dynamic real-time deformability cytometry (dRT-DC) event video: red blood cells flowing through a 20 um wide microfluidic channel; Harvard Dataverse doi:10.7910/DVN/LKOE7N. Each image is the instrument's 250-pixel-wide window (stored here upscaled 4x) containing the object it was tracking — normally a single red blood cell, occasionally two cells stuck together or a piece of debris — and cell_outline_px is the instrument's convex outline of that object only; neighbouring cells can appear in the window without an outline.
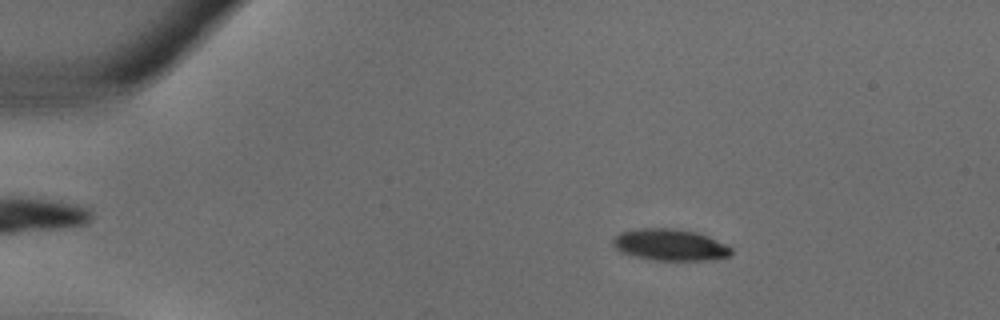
{"species": "common noctule bat (a hibernating species)", "species_latin": "Nyctalus noctula", "temperature_condition": "warm", "stored_images_in_passage": 36, "camera_frame_rate_fps": 3000, "um_per_image_px": 0.085, "animal": {"sex": "male", "body_mass_g": 18.8}, "frame": {"image": 1, "passage_image": 7, "time_ms": 2.0, "image_size_px": [1000, 320], "cell_outline_px": [[732, 252], [728, 256], [704, 260], [652, 260], [620, 252], [612, 244], [612, 240], [620, 232], [640, 228], [672, 228], [696, 232], [708, 236], [732, 248]], "centroid_in_image_um": [56.91, 20.8], "position_along_channel_um": 28.1, "area_um2": 21.56}}
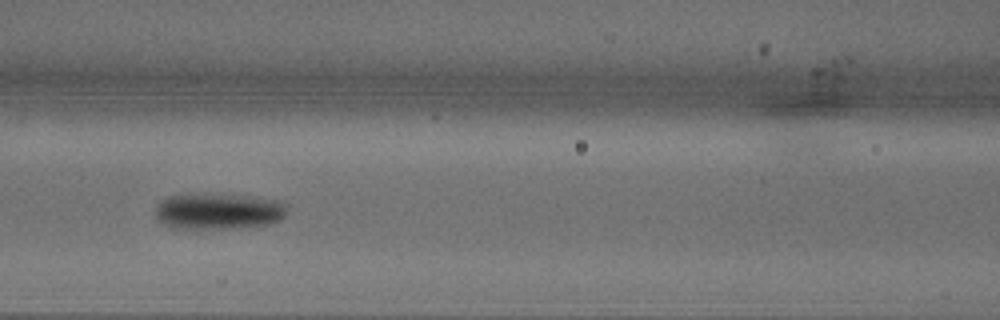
{"frame": {"image": 2, "passage_image": 17, "time_ms": 5.333, "image_size_px": [1000, 320], "cell_outline_px": [[284, 216], [280, 220], [268, 224], [240, 228], [168, 228], [160, 224], [156, 220], [156, 204], [168, 196], [200, 192], [204, 192], [244, 196], [280, 200], [284, 204]], "centroid_in_image_um": [18.47, 17.94], "position_along_channel_um": 148.1, "area_um2": 28.21}}
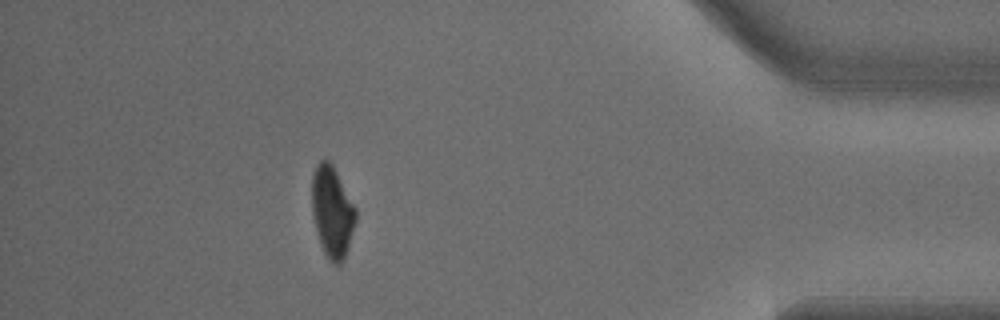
{"frame": {"image": 3, "passage_image": 33, "time_ms": 10.667, "image_size_px": [1000, 320], "cell_outline_px": [[356, 220], [344, 256], [340, 264], [332, 264], [324, 252], [316, 228], [312, 212], [312, 176], [316, 164], [320, 160], [328, 160], [332, 164], [356, 208]], "centroid_in_image_um": [28.22, 17.96], "position_along_channel_um": 407.0, "area_um2": 22.77}}